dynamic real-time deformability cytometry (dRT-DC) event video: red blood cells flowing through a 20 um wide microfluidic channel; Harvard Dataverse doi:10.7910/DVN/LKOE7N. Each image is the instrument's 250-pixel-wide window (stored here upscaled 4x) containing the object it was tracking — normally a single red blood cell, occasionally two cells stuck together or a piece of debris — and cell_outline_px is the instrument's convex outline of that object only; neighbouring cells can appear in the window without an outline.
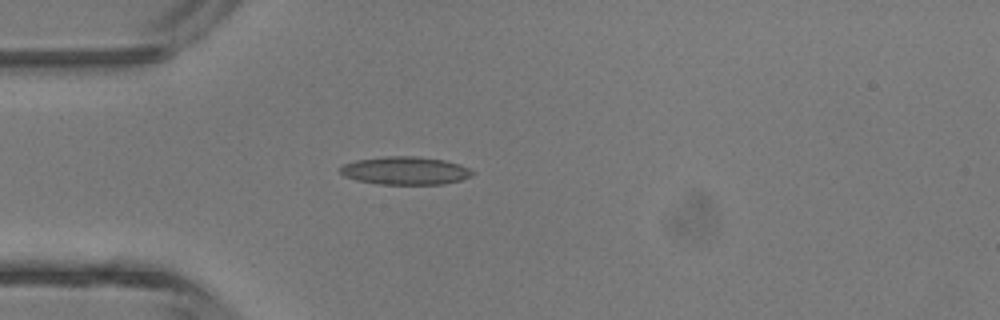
{"species": "common noctule bat (a hibernating species)", "species_latin": "Nyctalus noctula", "temperature_condition": "room temperature", "stored_images_in_passage": 1, "camera_frame_rate_fps": 3000, "um_per_image_px": 0.085, "animal": {"sex": "male", "body_mass_g": 13.3}, "frame": {"image": 1, "passage_image": 1, "time_ms": 0.0, "image_size_px": [1000, 320], "cell_outline_px": [[476, 172], [472, 176], [460, 180], [444, 184], [380, 184], [356, 180], [344, 176], [340, 172], [340, 168], [344, 164], [356, 160], [384, 156], [420, 156], [444, 160], [460, 164]], "centroid_in_image_um": [34.47, 14.5], "position_along_channel_um": 50.5, "area_um2": 21.68}}